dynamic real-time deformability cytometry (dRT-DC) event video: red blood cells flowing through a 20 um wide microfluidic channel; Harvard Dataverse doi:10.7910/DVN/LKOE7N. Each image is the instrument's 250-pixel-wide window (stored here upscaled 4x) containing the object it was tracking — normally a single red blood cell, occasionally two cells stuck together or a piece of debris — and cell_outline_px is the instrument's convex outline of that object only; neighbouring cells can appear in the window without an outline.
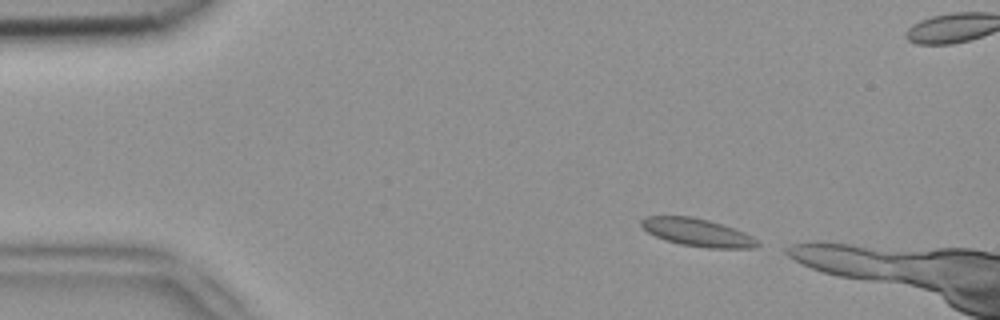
{"species": "common noctule bat (a hibernating species)", "species_latin": "Nyctalus noctula", "temperature_condition": "room temperature", "stored_images_in_passage": 6, "camera_frame_rate_fps": 3000, "um_per_image_px": 0.085, "animal": {"sex": "female", "body_mass_g": 18.4}, "frame": {"image": 1, "passage_image": 1, "time_ms": 0.0, "image_size_px": [1000, 320], "cell_outline_px": [[760, 244], [756, 248], [708, 248], [680, 244], [664, 240], [648, 232], [640, 224], [640, 220], [648, 216], [692, 216], [708, 220], [744, 232], [752, 236]], "centroid_in_image_um": [59.27, 19.76], "position_along_channel_um": 25.7, "area_um2": 18.67}}